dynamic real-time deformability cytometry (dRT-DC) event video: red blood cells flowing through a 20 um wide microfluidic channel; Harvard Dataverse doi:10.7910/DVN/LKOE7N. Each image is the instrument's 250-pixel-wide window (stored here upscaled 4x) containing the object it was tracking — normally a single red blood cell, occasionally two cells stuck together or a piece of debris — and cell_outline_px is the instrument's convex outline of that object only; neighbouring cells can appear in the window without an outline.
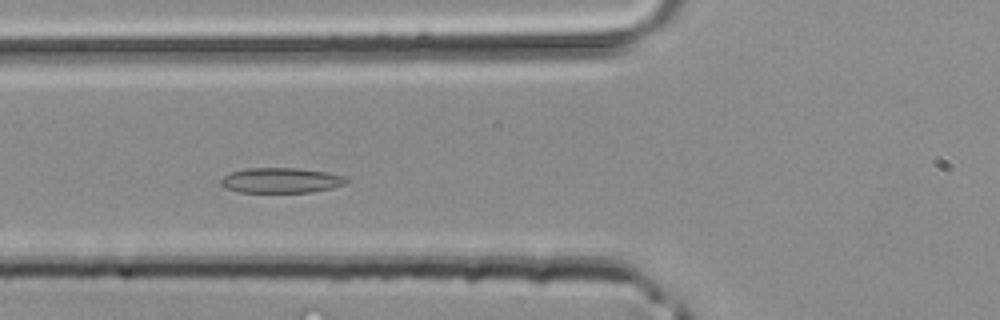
{"species": "common noctule bat (a hibernating species)", "species_latin": "Nyctalus noctula", "temperature_condition": "room temperature", "stored_images_in_passage": 30, "camera_frame_rate_fps": 3000, "um_per_image_px": 0.085, "animal": {"sex": "male", "body_mass_g": 20.4}, "frame": {"image": 1, "passage_image": 11, "time_ms": 3.333, "image_size_px": [1000, 320], "cell_outline_px": [[348, 180], [344, 184], [332, 188], [312, 192], [240, 192], [224, 188], [220, 184], [220, 180], [224, 176], [232, 172], [244, 168], [296, 168], [324, 172], [344, 176]], "centroid_in_image_um": [23.84, 15.33], "position_along_channel_um": 102.0, "area_um2": 18.32}}
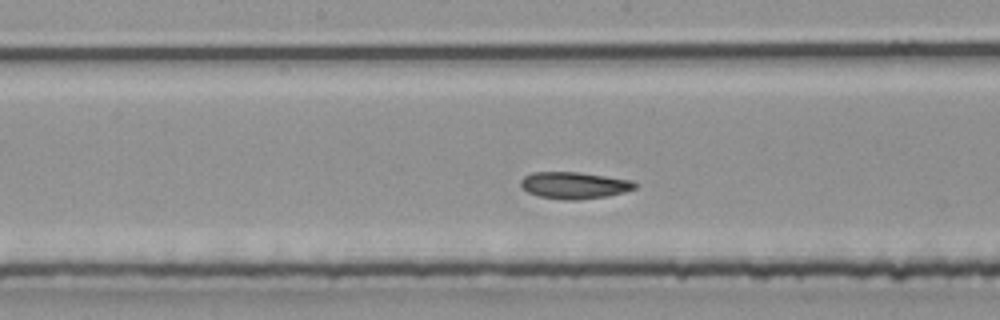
{"frame": {"image": 2, "passage_image": 17, "time_ms": 5.333, "image_size_px": [1000, 320], "cell_outline_px": [[636, 188], [624, 192], [604, 196], [576, 200], [564, 200], [540, 196], [528, 192], [520, 184], [520, 180], [524, 176], [532, 172], [580, 172], [632, 180], [636, 184]], "centroid_in_image_um": [48.8, 15.74], "position_along_channel_um": 199.4, "area_um2": 17.69}}
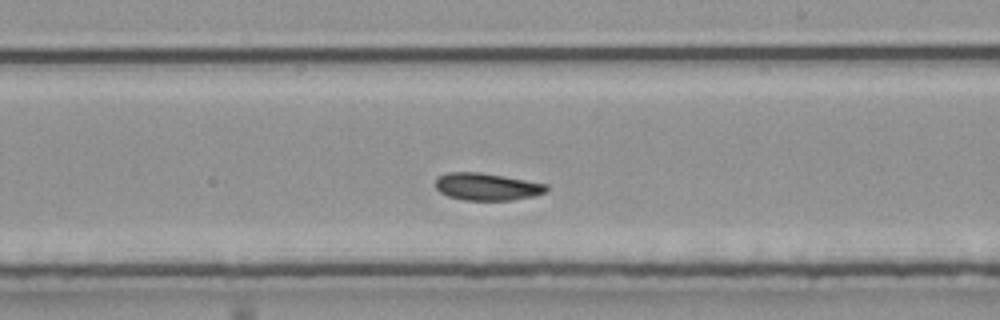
{"frame": {"image": 3, "passage_image": 20, "time_ms": 6.333, "image_size_px": [1000, 320], "cell_outline_px": [[548, 188], [544, 192], [532, 196], [512, 200], [464, 200], [448, 196], [440, 192], [436, 188], [436, 176], [448, 172], [480, 172], [548, 184]], "centroid_in_image_um": [41.35, 15.86], "position_along_channel_um": 247.7, "area_um2": 17.57}}